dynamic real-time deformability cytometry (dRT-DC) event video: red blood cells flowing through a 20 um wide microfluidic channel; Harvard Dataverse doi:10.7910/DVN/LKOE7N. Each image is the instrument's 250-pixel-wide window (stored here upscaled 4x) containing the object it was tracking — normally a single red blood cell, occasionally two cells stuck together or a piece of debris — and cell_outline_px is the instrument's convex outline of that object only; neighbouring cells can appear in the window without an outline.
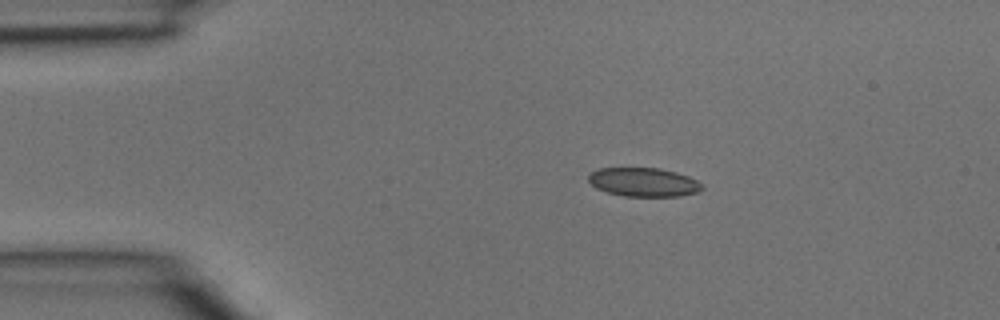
{"species": "common noctule bat (a hibernating species)", "species_latin": "Nyctalus noctula", "temperature_condition": "room temperature", "stored_images_in_passage": 3, "camera_frame_rate_fps": 3000, "um_per_image_px": 0.085, "animal": {"sex": "male", "body_mass_g": 15.6}, "frame": {"image": 1, "passage_image": 2, "time_ms": 0.333, "image_size_px": [1000, 320], "cell_outline_px": [[704, 188], [696, 192], [680, 196], [624, 196], [608, 192], [596, 188], [588, 180], [588, 176], [592, 172], [600, 168], [660, 168], [676, 172], [688, 176], [704, 184]], "centroid_in_image_um": [54.73, 15.48], "position_along_channel_um": 30.3, "area_um2": 19.02}}